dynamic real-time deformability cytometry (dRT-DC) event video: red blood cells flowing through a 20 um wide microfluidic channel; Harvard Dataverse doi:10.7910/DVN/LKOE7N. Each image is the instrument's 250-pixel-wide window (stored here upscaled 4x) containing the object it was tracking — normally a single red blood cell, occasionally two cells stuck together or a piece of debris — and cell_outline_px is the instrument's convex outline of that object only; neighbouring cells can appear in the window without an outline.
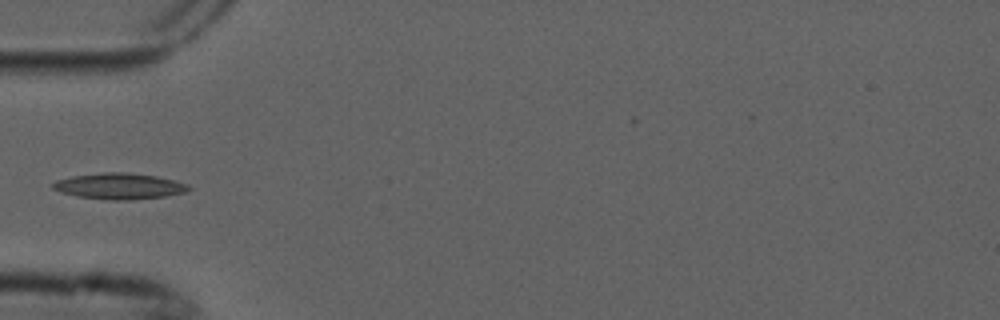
{"species": "common noctule bat (a hibernating species)", "species_latin": "Nyctalus noctula", "temperature_condition": "cold", "stored_images_in_passage": 5, "camera_frame_rate_fps": 3000, "um_per_image_px": 0.085, "animal": {"sex": "male", "forearm_length_mm": 52.5}, "frame": {"image": 1, "passage_image": 4, "time_ms": 1.0, "image_size_px": [1000, 320], "cell_outline_px": [[192, 188], [184, 192], [164, 196], [132, 200], [108, 200], [76, 196], [60, 192], [52, 188], [52, 184], [56, 180], [72, 176], [104, 172], [124, 172], [156, 176], [188, 184]], "centroid_in_image_um": [10.11, 15.82], "position_along_channel_um": 74.9, "area_um2": 20.52}}
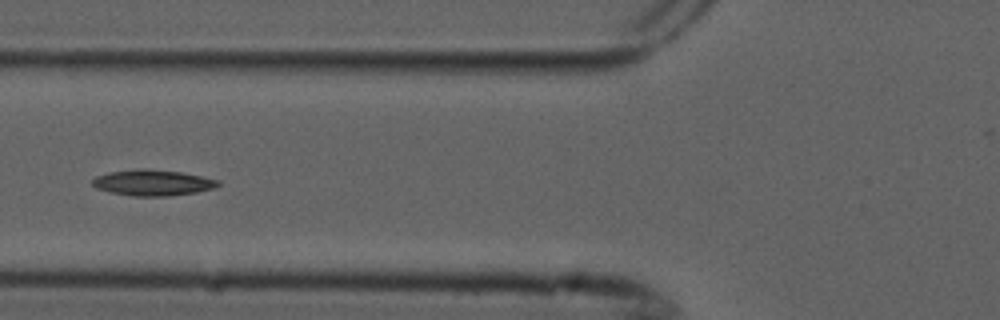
{"frame": {"image": 2, "passage_image": 5, "time_ms": 1.333, "image_size_px": [1000, 320], "cell_outline_px": [[220, 184], [212, 188], [196, 192], [168, 196], [132, 196], [108, 192], [96, 188], [92, 184], [92, 180], [96, 176], [108, 172], [140, 168], [144, 168], [180, 172], [220, 180]], "centroid_in_image_um": [12.93, 15.53], "position_along_channel_um": 112.9, "area_um2": 18.96}}